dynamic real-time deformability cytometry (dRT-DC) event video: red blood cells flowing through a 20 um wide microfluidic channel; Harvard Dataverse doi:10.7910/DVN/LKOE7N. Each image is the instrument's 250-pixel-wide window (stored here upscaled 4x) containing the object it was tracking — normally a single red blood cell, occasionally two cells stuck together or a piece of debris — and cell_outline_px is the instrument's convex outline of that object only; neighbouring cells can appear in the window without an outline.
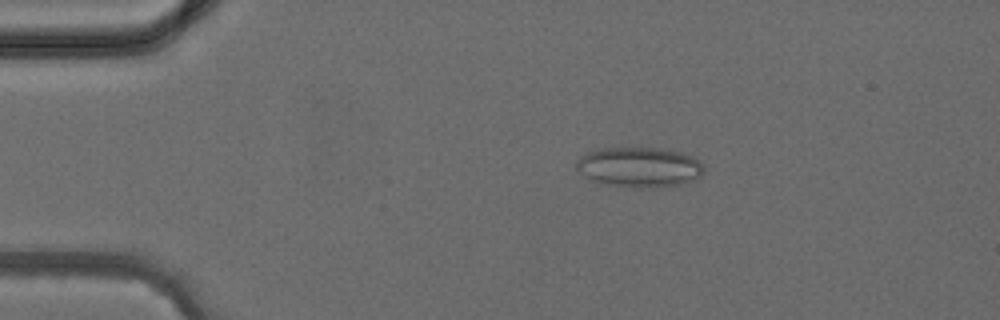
{"species": "common noctule bat (a hibernating species)", "species_latin": "Nyctalus noctula", "temperature_condition": "cold", "stored_images_in_passage": 3, "camera_frame_rate_fps": 3000, "um_per_image_px": 0.085, "animal": {"sex": "female", "body_mass_g": 24.6, "forearm_length_mm": 56.2}, "frame": {"image": 1, "passage_image": 2, "time_ms": 1.333, "image_size_px": [1000, 320], "cell_outline_px": [[704, 172], [700, 176], [680, 184], [652, 188], [628, 188], [608, 184], [592, 180], [576, 172], [576, 160], [584, 152], [600, 148], [656, 148], [680, 152], [692, 156], [704, 168]], "centroid_in_image_um": [54.26, 14.21], "position_along_channel_um": 30.7, "area_um2": 29.88}}